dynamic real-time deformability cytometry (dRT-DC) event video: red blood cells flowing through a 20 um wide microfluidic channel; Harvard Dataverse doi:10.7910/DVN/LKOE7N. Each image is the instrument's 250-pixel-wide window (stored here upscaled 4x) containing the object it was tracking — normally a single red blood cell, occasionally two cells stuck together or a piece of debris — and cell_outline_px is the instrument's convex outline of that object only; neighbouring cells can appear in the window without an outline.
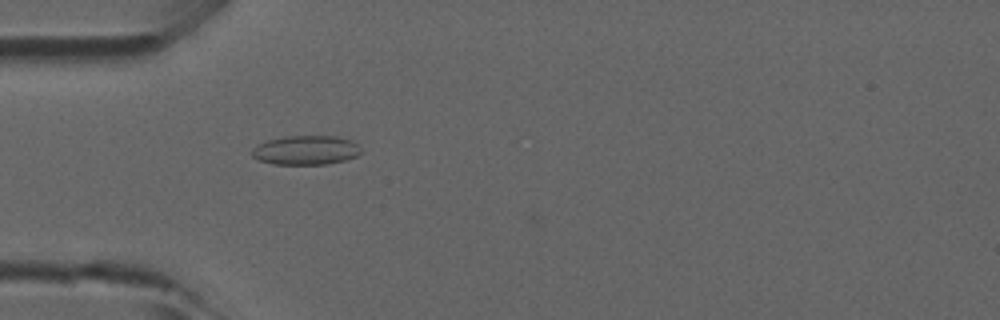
{"species": "common noctule bat (a hibernating species)", "species_latin": "Nyctalus noctula", "temperature_condition": "room temperature", "stored_images_in_passage": 42, "camera_frame_rate_fps": 3000, "um_per_image_px": 0.085, "animal": {"sex": "male", "forearm_length_mm": 52.5}, "frame": {"image": 1, "passage_image": 9, "time_ms": 2.667, "image_size_px": [1000, 320], "cell_outline_px": [[360, 152], [356, 156], [344, 160], [328, 164], [272, 164], [260, 160], [252, 156], [252, 148], [268, 140], [288, 136], [336, 136], [352, 140], [360, 148]], "centroid_in_image_um": [26.01, 12.76], "position_along_channel_um": 59.0, "area_um2": 18.38}}
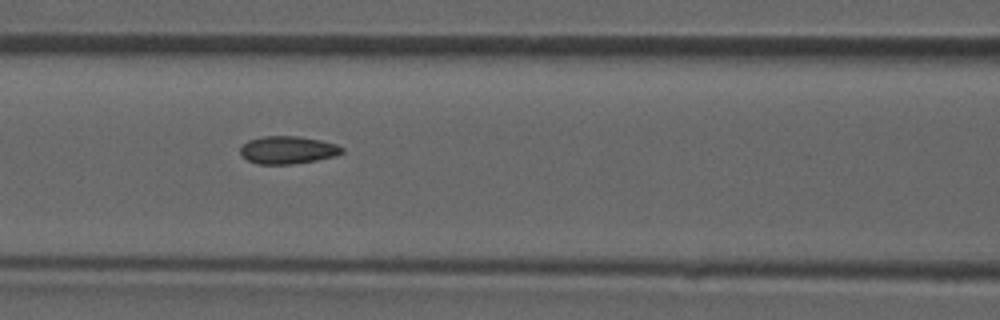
{"frame": {"image": 2, "passage_image": 15, "time_ms": 4.667, "image_size_px": [1000, 320], "cell_outline_px": [[344, 152], [336, 156], [316, 160], [292, 164], [256, 164], [248, 160], [240, 152], [240, 148], [248, 140], [260, 136], [300, 136], [320, 140], [336, 144], [344, 148]], "centroid_in_image_um": [24.48, 12.74], "position_along_channel_um": 142.1, "area_um2": 16.47}}